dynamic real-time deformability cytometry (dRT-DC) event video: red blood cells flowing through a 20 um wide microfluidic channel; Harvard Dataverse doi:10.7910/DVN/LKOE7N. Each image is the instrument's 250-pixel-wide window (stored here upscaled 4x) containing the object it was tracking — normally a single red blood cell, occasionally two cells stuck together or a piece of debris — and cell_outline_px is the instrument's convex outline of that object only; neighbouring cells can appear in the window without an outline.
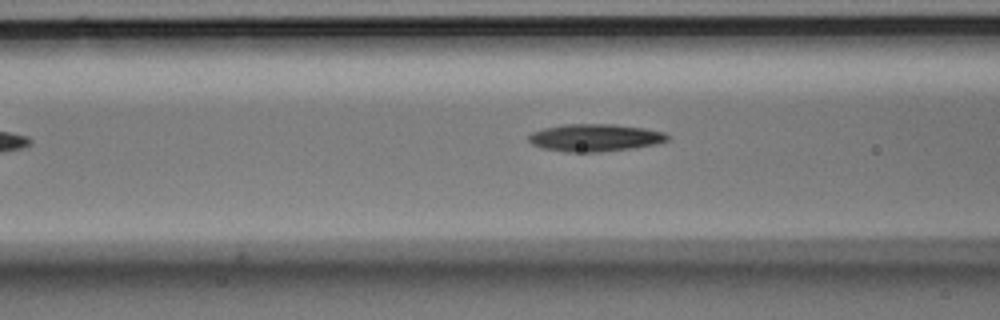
{"species": "Egyptian fruit bat (a non-hibernating species)", "species_latin": "Rousettus aegyptiacus", "temperature_condition": "room temperature", "stored_images_in_passage": 6, "camera_frame_rate_fps": 3000, "um_per_image_px": 0.085, "animal": {"sex": "male"}, "frame": {"image": 1, "passage_image": 6, "time_ms": 1.667, "image_size_px": [1000, 320], "cell_outline_px": [[668, 140], [656, 144], [632, 148], [600, 152], [564, 152], [540, 148], [532, 144], [528, 140], [528, 136], [532, 132], [544, 128], [564, 124], [612, 124], [644, 128], [664, 132], [668, 136]], "centroid_in_image_um": [50.53, 11.71], "position_along_channel_um": 116.1, "area_um2": 22.25}}